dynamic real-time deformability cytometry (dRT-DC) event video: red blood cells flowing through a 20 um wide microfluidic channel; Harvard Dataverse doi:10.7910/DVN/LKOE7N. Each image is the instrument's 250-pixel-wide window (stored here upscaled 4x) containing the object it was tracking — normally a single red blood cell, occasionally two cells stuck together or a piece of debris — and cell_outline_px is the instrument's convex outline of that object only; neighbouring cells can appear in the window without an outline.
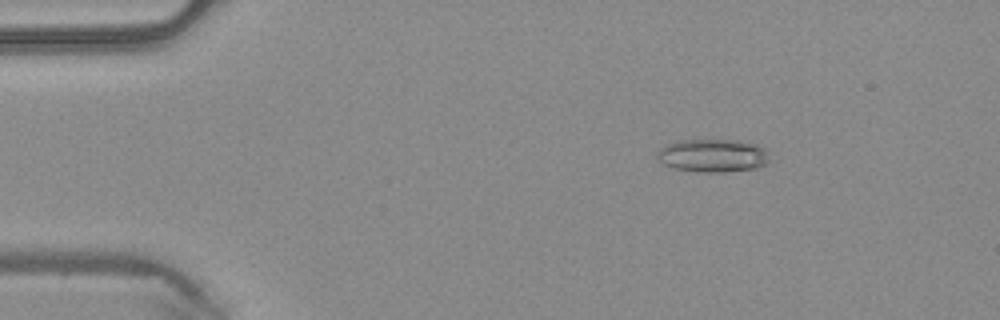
{"species": "common noctule bat (a hibernating species)", "species_latin": "Nyctalus noctula", "temperature_condition": "warm", "stored_images_in_passage": 49, "camera_frame_rate_fps": 3000, "um_per_image_px": 0.085, "animal": {"sex": "male", "body_mass_g": 20.4}, "frame": {"image": 1, "passage_image": 8, "time_ms": 2.333, "image_size_px": [1000, 320], "cell_outline_px": [[768, 164], [756, 168], [724, 172], [696, 172], [676, 168], [664, 164], [656, 160], [656, 152], [660, 148], [668, 144], [680, 140], [740, 140], [756, 144], [764, 148], [768, 152]], "centroid_in_image_um": [60.59, 13.22], "position_along_channel_um": 24.4, "area_um2": 21.85}}
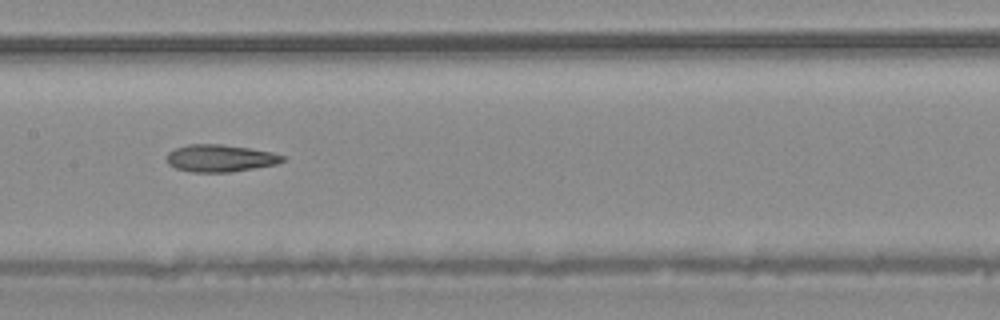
{"frame": {"image": 2, "passage_image": 25, "time_ms": 8.0, "image_size_px": [1000, 320], "cell_outline_px": [[288, 156], [284, 160], [276, 164], [232, 172], [192, 172], [176, 168], [168, 164], [168, 152], [176, 148], [188, 144], [220, 144], [248, 148], [272, 152]], "centroid_in_image_um": [18.74, 13.45], "position_along_channel_um": 188.7, "area_um2": 18.32}}
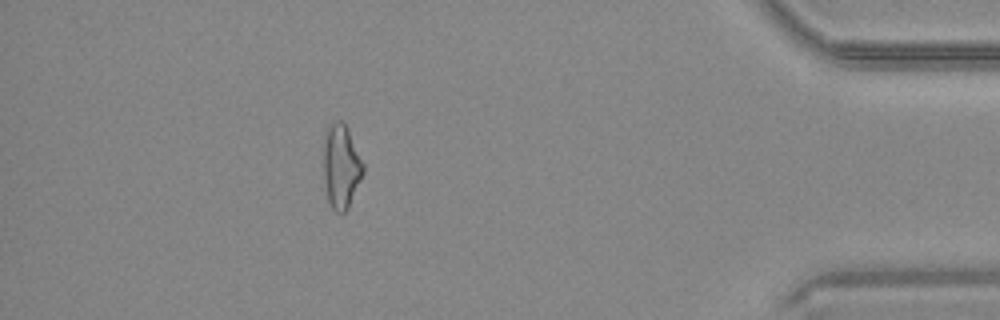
{"frame": {"image": 3, "passage_image": 44, "time_ms": 14.333, "image_size_px": [1000, 320], "cell_outline_px": [[364, 172], [348, 208], [340, 216], [328, 204], [324, 180], [324, 136], [328, 128], [336, 120], [344, 120], [348, 128], [364, 164]], "centroid_in_image_um": [29.0, 14.16], "position_along_channel_um": 406.2, "area_um2": 19.59}, "authors_computed_cell_mechanics": {"area_um2": 19.5942, "velocity_mm_per_s": 4.1958, "shape_relaxation_time_tau1_ms": null, "shape_relaxation_time_tau2_ms": 5.4429, "deformation_change_tau1": null, "deformation_change_tau2": 0.196}}